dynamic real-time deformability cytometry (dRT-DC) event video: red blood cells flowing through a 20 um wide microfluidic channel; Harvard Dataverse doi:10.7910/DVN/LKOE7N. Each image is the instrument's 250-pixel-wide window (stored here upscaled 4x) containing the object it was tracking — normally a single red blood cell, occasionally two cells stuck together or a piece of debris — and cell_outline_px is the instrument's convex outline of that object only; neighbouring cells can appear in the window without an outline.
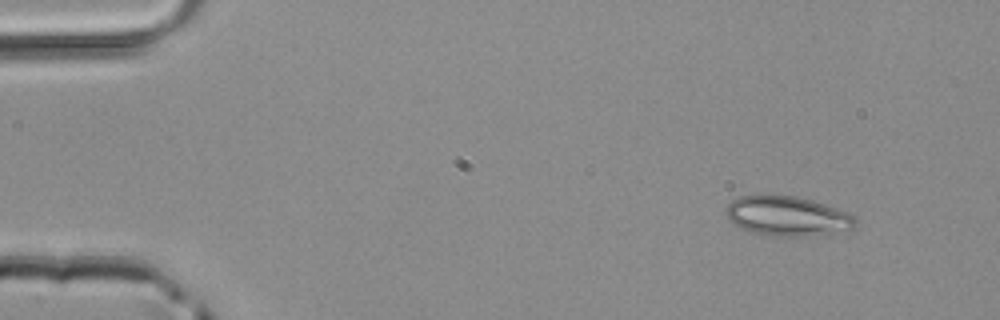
{"species": "common noctule bat (a hibernating species)", "species_latin": "Nyctalus noctula", "temperature_condition": "room temperature", "stored_images_in_passage": 47, "camera_frame_rate_fps": 3000, "um_per_image_px": 0.085, "animal": {"sex": "male", "body_mass_g": 20.4}, "frame": {"image": 1, "passage_image": 4, "time_ms": 1.0, "image_size_px": [1000, 320], "cell_outline_px": [[856, 224], [852, 228], [828, 232], [800, 236], [776, 236], [752, 232], [740, 228], [728, 220], [724, 212], [728, 204], [732, 200], [740, 196], [760, 192], [796, 196], [812, 200], [848, 212], [856, 220]], "centroid_in_image_um": [66.8, 18.31], "position_along_channel_um": 18.2, "area_um2": 30.11}}
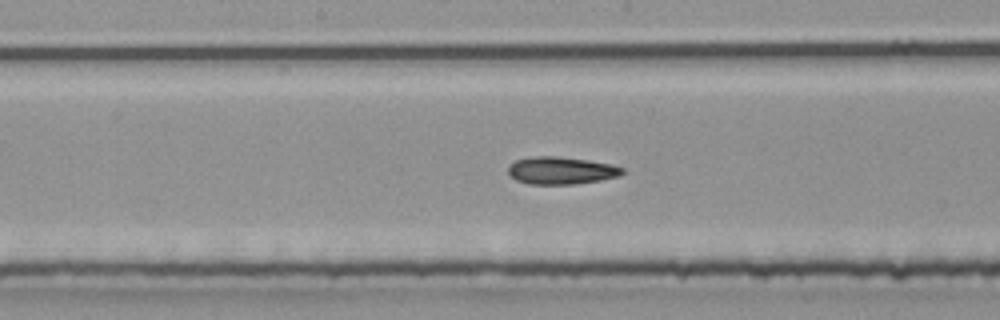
{"frame": {"image": 2, "passage_image": 24, "time_ms": 7.667, "image_size_px": [1000, 320], "cell_outline_px": [[624, 172], [620, 176], [600, 180], [576, 184], [528, 184], [516, 180], [508, 172], [508, 168], [516, 160], [536, 156], [556, 156], [588, 160], [612, 164], [624, 168]], "centroid_in_image_um": [47.73, 14.5], "position_along_channel_um": 200.5, "area_um2": 18.21}}
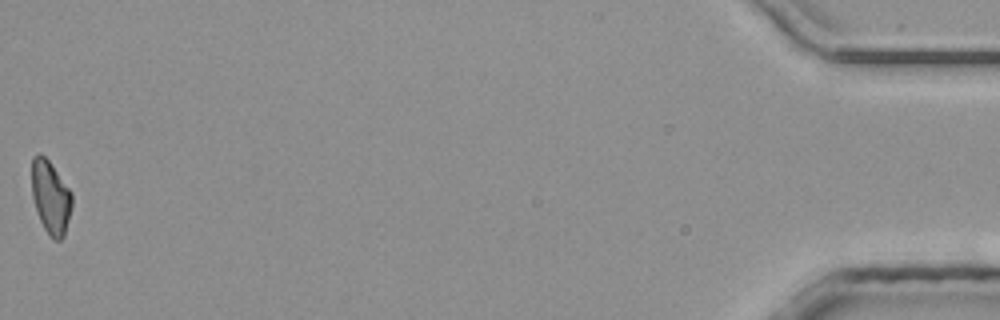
{"frame": {"image": 3, "passage_image": 47, "time_ms": 15.333, "image_size_px": [1000, 320], "cell_outline_px": [[72, 208], [64, 236], [60, 240], [52, 240], [44, 228], [40, 220], [32, 196], [32, 156], [36, 152], [40, 152], [48, 160], [72, 192]], "centroid_in_image_um": [4.31, 16.76], "position_along_channel_um": 430.9, "area_um2": 17.22}}